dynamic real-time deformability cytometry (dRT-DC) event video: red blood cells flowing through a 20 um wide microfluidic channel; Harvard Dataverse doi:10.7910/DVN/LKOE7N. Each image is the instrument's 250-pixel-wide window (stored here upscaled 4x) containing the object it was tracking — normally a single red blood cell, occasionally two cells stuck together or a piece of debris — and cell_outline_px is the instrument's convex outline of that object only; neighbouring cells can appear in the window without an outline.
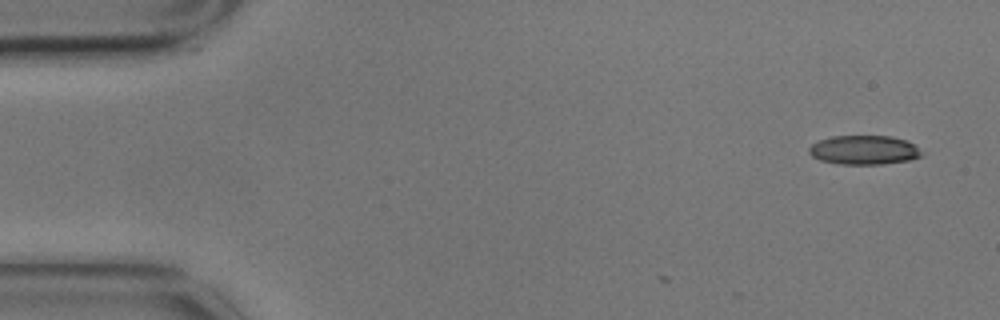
{"species": "common noctule bat (a hibernating species)", "species_latin": "Nyctalus noctula", "temperature_condition": "cold", "stored_images_in_passage": 3, "camera_frame_rate_fps": 3000, "um_per_image_px": 0.085, "animal": {"sex": "male", "body_mass_g": 17.9}, "frame": {"image": 1, "passage_image": 1, "time_ms": 0.0, "image_size_px": [1000, 320], "cell_outline_px": [[924, 152], [920, 156], [908, 160], [884, 164], [840, 164], [820, 160], [812, 156], [808, 152], [808, 148], [812, 144], [820, 140], [832, 136], [892, 136], [908, 140]], "centroid_in_image_um": [73.45, 12.74], "position_along_channel_um": 11.5, "area_um2": 19.19}}